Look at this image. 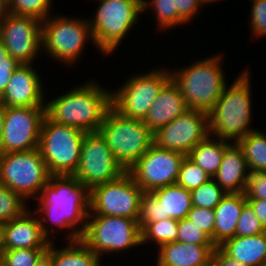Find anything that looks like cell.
I'll return each mask as SVG.
<instances>
[{
    "instance_id": "cell-1",
    "label": "cell",
    "mask_w": 266,
    "mask_h": 266,
    "mask_svg": "<svg viewBox=\"0 0 266 266\" xmlns=\"http://www.w3.org/2000/svg\"><path fill=\"white\" fill-rule=\"evenodd\" d=\"M36 200L37 207L33 211L49 241L56 238L57 228L60 231L68 229L65 234L67 242L81 239L90 212V189L87 186L73 175H50Z\"/></svg>"
},
{
    "instance_id": "cell-2",
    "label": "cell",
    "mask_w": 266,
    "mask_h": 266,
    "mask_svg": "<svg viewBox=\"0 0 266 266\" xmlns=\"http://www.w3.org/2000/svg\"><path fill=\"white\" fill-rule=\"evenodd\" d=\"M45 102V115L50 120L85 133L98 132L107 111L112 107L111 91L92 79Z\"/></svg>"
},
{
    "instance_id": "cell-3",
    "label": "cell",
    "mask_w": 266,
    "mask_h": 266,
    "mask_svg": "<svg viewBox=\"0 0 266 266\" xmlns=\"http://www.w3.org/2000/svg\"><path fill=\"white\" fill-rule=\"evenodd\" d=\"M250 77L248 68H245L231 85L225 86L222 95L207 113L209 135L237 143L256 130L251 127L253 95Z\"/></svg>"
},
{
    "instance_id": "cell-4",
    "label": "cell",
    "mask_w": 266,
    "mask_h": 266,
    "mask_svg": "<svg viewBox=\"0 0 266 266\" xmlns=\"http://www.w3.org/2000/svg\"><path fill=\"white\" fill-rule=\"evenodd\" d=\"M221 53L172 69L171 79L179 87L188 109L208 113L222 95L228 83Z\"/></svg>"
},
{
    "instance_id": "cell-5",
    "label": "cell",
    "mask_w": 266,
    "mask_h": 266,
    "mask_svg": "<svg viewBox=\"0 0 266 266\" xmlns=\"http://www.w3.org/2000/svg\"><path fill=\"white\" fill-rule=\"evenodd\" d=\"M66 16L53 14L42 21V50L51 59L71 67L90 41L93 46L96 43L88 19Z\"/></svg>"
},
{
    "instance_id": "cell-6",
    "label": "cell",
    "mask_w": 266,
    "mask_h": 266,
    "mask_svg": "<svg viewBox=\"0 0 266 266\" xmlns=\"http://www.w3.org/2000/svg\"><path fill=\"white\" fill-rule=\"evenodd\" d=\"M88 19L97 50L105 58L117 50L123 38L143 14L142 0H102Z\"/></svg>"
},
{
    "instance_id": "cell-7",
    "label": "cell",
    "mask_w": 266,
    "mask_h": 266,
    "mask_svg": "<svg viewBox=\"0 0 266 266\" xmlns=\"http://www.w3.org/2000/svg\"><path fill=\"white\" fill-rule=\"evenodd\" d=\"M98 132L126 172L153 144V133L143 120L126 118L112 107Z\"/></svg>"
},
{
    "instance_id": "cell-8",
    "label": "cell",
    "mask_w": 266,
    "mask_h": 266,
    "mask_svg": "<svg viewBox=\"0 0 266 266\" xmlns=\"http://www.w3.org/2000/svg\"><path fill=\"white\" fill-rule=\"evenodd\" d=\"M85 132L70 125L42 121L38 149L50 175H74Z\"/></svg>"
},
{
    "instance_id": "cell-9",
    "label": "cell",
    "mask_w": 266,
    "mask_h": 266,
    "mask_svg": "<svg viewBox=\"0 0 266 266\" xmlns=\"http://www.w3.org/2000/svg\"><path fill=\"white\" fill-rule=\"evenodd\" d=\"M80 240L101 260L104 254L142 246L138 220L118 216L88 215Z\"/></svg>"
},
{
    "instance_id": "cell-10",
    "label": "cell",
    "mask_w": 266,
    "mask_h": 266,
    "mask_svg": "<svg viewBox=\"0 0 266 266\" xmlns=\"http://www.w3.org/2000/svg\"><path fill=\"white\" fill-rule=\"evenodd\" d=\"M140 74L131 75L122 86L111 90L112 108L126 118L144 120L157 95L171 80V70L163 67Z\"/></svg>"
},
{
    "instance_id": "cell-11",
    "label": "cell",
    "mask_w": 266,
    "mask_h": 266,
    "mask_svg": "<svg viewBox=\"0 0 266 266\" xmlns=\"http://www.w3.org/2000/svg\"><path fill=\"white\" fill-rule=\"evenodd\" d=\"M49 176L38 148L0 153V183L19 194L26 202L38 197Z\"/></svg>"
},
{
    "instance_id": "cell-12",
    "label": "cell",
    "mask_w": 266,
    "mask_h": 266,
    "mask_svg": "<svg viewBox=\"0 0 266 266\" xmlns=\"http://www.w3.org/2000/svg\"><path fill=\"white\" fill-rule=\"evenodd\" d=\"M144 191L125 172L118 179L90 189L89 215L118 216L137 220Z\"/></svg>"
},
{
    "instance_id": "cell-13",
    "label": "cell",
    "mask_w": 266,
    "mask_h": 266,
    "mask_svg": "<svg viewBox=\"0 0 266 266\" xmlns=\"http://www.w3.org/2000/svg\"><path fill=\"white\" fill-rule=\"evenodd\" d=\"M125 172L99 132L85 134L77 171L73 175L80 183L91 189L112 182Z\"/></svg>"
},
{
    "instance_id": "cell-14",
    "label": "cell",
    "mask_w": 266,
    "mask_h": 266,
    "mask_svg": "<svg viewBox=\"0 0 266 266\" xmlns=\"http://www.w3.org/2000/svg\"><path fill=\"white\" fill-rule=\"evenodd\" d=\"M45 106L5 107L0 153L37 149Z\"/></svg>"
},
{
    "instance_id": "cell-15",
    "label": "cell",
    "mask_w": 266,
    "mask_h": 266,
    "mask_svg": "<svg viewBox=\"0 0 266 266\" xmlns=\"http://www.w3.org/2000/svg\"><path fill=\"white\" fill-rule=\"evenodd\" d=\"M186 155L162 149L154 143L127 171L145 192L176 184Z\"/></svg>"
},
{
    "instance_id": "cell-16",
    "label": "cell",
    "mask_w": 266,
    "mask_h": 266,
    "mask_svg": "<svg viewBox=\"0 0 266 266\" xmlns=\"http://www.w3.org/2000/svg\"><path fill=\"white\" fill-rule=\"evenodd\" d=\"M0 40L20 65L33 64L42 51V21L8 13L0 22Z\"/></svg>"
},
{
    "instance_id": "cell-17",
    "label": "cell",
    "mask_w": 266,
    "mask_h": 266,
    "mask_svg": "<svg viewBox=\"0 0 266 266\" xmlns=\"http://www.w3.org/2000/svg\"><path fill=\"white\" fill-rule=\"evenodd\" d=\"M208 135V114L188 109L154 132L153 143L159 148L188 155Z\"/></svg>"
},
{
    "instance_id": "cell-18",
    "label": "cell",
    "mask_w": 266,
    "mask_h": 266,
    "mask_svg": "<svg viewBox=\"0 0 266 266\" xmlns=\"http://www.w3.org/2000/svg\"><path fill=\"white\" fill-rule=\"evenodd\" d=\"M192 208L190 190L178 184H172L143 192L140 201L138 223L140 230L151 222L167 218L181 220L187 218Z\"/></svg>"
},
{
    "instance_id": "cell-19",
    "label": "cell",
    "mask_w": 266,
    "mask_h": 266,
    "mask_svg": "<svg viewBox=\"0 0 266 266\" xmlns=\"http://www.w3.org/2000/svg\"><path fill=\"white\" fill-rule=\"evenodd\" d=\"M31 64H21L13 73L0 104L4 107L45 106L41 74Z\"/></svg>"
},
{
    "instance_id": "cell-20",
    "label": "cell",
    "mask_w": 266,
    "mask_h": 266,
    "mask_svg": "<svg viewBox=\"0 0 266 266\" xmlns=\"http://www.w3.org/2000/svg\"><path fill=\"white\" fill-rule=\"evenodd\" d=\"M0 228L2 250L48 249L51 242L43 234L39 217L30 206L21 216L1 224Z\"/></svg>"
},
{
    "instance_id": "cell-21",
    "label": "cell",
    "mask_w": 266,
    "mask_h": 266,
    "mask_svg": "<svg viewBox=\"0 0 266 266\" xmlns=\"http://www.w3.org/2000/svg\"><path fill=\"white\" fill-rule=\"evenodd\" d=\"M187 110L179 87L171 79L153 101L143 122L154 133Z\"/></svg>"
},
{
    "instance_id": "cell-22",
    "label": "cell",
    "mask_w": 266,
    "mask_h": 266,
    "mask_svg": "<svg viewBox=\"0 0 266 266\" xmlns=\"http://www.w3.org/2000/svg\"><path fill=\"white\" fill-rule=\"evenodd\" d=\"M249 168L242 149L232 143L224 152L222 162L213 176L214 181L226 193H245Z\"/></svg>"
},
{
    "instance_id": "cell-23",
    "label": "cell",
    "mask_w": 266,
    "mask_h": 266,
    "mask_svg": "<svg viewBox=\"0 0 266 266\" xmlns=\"http://www.w3.org/2000/svg\"><path fill=\"white\" fill-rule=\"evenodd\" d=\"M215 245H196L178 241L161 245L157 252L159 266H198L212 258Z\"/></svg>"
},
{
    "instance_id": "cell-24",
    "label": "cell",
    "mask_w": 266,
    "mask_h": 266,
    "mask_svg": "<svg viewBox=\"0 0 266 266\" xmlns=\"http://www.w3.org/2000/svg\"><path fill=\"white\" fill-rule=\"evenodd\" d=\"M245 193H227L215 207L214 244L216 247L235 236V230L243 205Z\"/></svg>"
},
{
    "instance_id": "cell-25",
    "label": "cell",
    "mask_w": 266,
    "mask_h": 266,
    "mask_svg": "<svg viewBox=\"0 0 266 266\" xmlns=\"http://www.w3.org/2000/svg\"><path fill=\"white\" fill-rule=\"evenodd\" d=\"M226 255L249 266L266 265V232L234 236L218 246Z\"/></svg>"
},
{
    "instance_id": "cell-26",
    "label": "cell",
    "mask_w": 266,
    "mask_h": 266,
    "mask_svg": "<svg viewBox=\"0 0 266 266\" xmlns=\"http://www.w3.org/2000/svg\"><path fill=\"white\" fill-rule=\"evenodd\" d=\"M68 243V244H67ZM51 242V258L53 266H102V260L81 240L66 241V246H55ZM101 263V264H100Z\"/></svg>"
},
{
    "instance_id": "cell-27",
    "label": "cell",
    "mask_w": 266,
    "mask_h": 266,
    "mask_svg": "<svg viewBox=\"0 0 266 266\" xmlns=\"http://www.w3.org/2000/svg\"><path fill=\"white\" fill-rule=\"evenodd\" d=\"M231 144L232 142L208 135L187 156L213 178L222 162L225 150Z\"/></svg>"
},
{
    "instance_id": "cell-28",
    "label": "cell",
    "mask_w": 266,
    "mask_h": 266,
    "mask_svg": "<svg viewBox=\"0 0 266 266\" xmlns=\"http://www.w3.org/2000/svg\"><path fill=\"white\" fill-rule=\"evenodd\" d=\"M237 144L243 151L250 174L266 172V133L256 129Z\"/></svg>"
},
{
    "instance_id": "cell-29",
    "label": "cell",
    "mask_w": 266,
    "mask_h": 266,
    "mask_svg": "<svg viewBox=\"0 0 266 266\" xmlns=\"http://www.w3.org/2000/svg\"><path fill=\"white\" fill-rule=\"evenodd\" d=\"M178 237V220L167 218L151 222L141 230V244L155 243L156 249L161 245L175 242Z\"/></svg>"
},
{
    "instance_id": "cell-30",
    "label": "cell",
    "mask_w": 266,
    "mask_h": 266,
    "mask_svg": "<svg viewBox=\"0 0 266 266\" xmlns=\"http://www.w3.org/2000/svg\"><path fill=\"white\" fill-rule=\"evenodd\" d=\"M143 13L152 9L159 33L179 26V14L175 0H142ZM156 18V19H155Z\"/></svg>"
},
{
    "instance_id": "cell-31",
    "label": "cell",
    "mask_w": 266,
    "mask_h": 266,
    "mask_svg": "<svg viewBox=\"0 0 266 266\" xmlns=\"http://www.w3.org/2000/svg\"><path fill=\"white\" fill-rule=\"evenodd\" d=\"M28 203L16 192L0 183V225L21 216Z\"/></svg>"
},
{
    "instance_id": "cell-32",
    "label": "cell",
    "mask_w": 266,
    "mask_h": 266,
    "mask_svg": "<svg viewBox=\"0 0 266 266\" xmlns=\"http://www.w3.org/2000/svg\"><path fill=\"white\" fill-rule=\"evenodd\" d=\"M53 0H8L9 13L15 15L32 16L41 21L51 14ZM51 13V14H50Z\"/></svg>"
},
{
    "instance_id": "cell-33",
    "label": "cell",
    "mask_w": 266,
    "mask_h": 266,
    "mask_svg": "<svg viewBox=\"0 0 266 266\" xmlns=\"http://www.w3.org/2000/svg\"><path fill=\"white\" fill-rule=\"evenodd\" d=\"M191 192L192 206L215 209L227 194L217 185L213 178L193 189Z\"/></svg>"
},
{
    "instance_id": "cell-34",
    "label": "cell",
    "mask_w": 266,
    "mask_h": 266,
    "mask_svg": "<svg viewBox=\"0 0 266 266\" xmlns=\"http://www.w3.org/2000/svg\"><path fill=\"white\" fill-rule=\"evenodd\" d=\"M210 179L211 177L186 155L181 163L176 184L191 191Z\"/></svg>"
},
{
    "instance_id": "cell-35",
    "label": "cell",
    "mask_w": 266,
    "mask_h": 266,
    "mask_svg": "<svg viewBox=\"0 0 266 266\" xmlns=\"http://www.w3.org/2000/svg\"><path fill=\"white\" fill-rule=\"evenodd\" d=\"M47 249L2 250L0 259L1 266H35L39 258Z\"/></svg>"
},
{
    "instance_id": "cell-36",
    "label": "cell",
    "mask_w": 266,
    "mask_h": 266,
    "mask_svg": "<svg viewBox=\"0 0 266 266\" xmlns=\"http://www.w3.org/2000/svg\"><path fill=\"white\" fill-rule=\"evenodd\" d=\"M177 241L196 245H215L212 239L188 218L178 220Z\"/></svg>"
},
{
    "instance_id": "cell-37",
    "label": "cell",
    "mask_w": 266,
    "mask_h": 266,
    "mask_svg": "<svg viewBox=\"0 0 266 266\" xmlns=\"http://www.w3.org/2000/svg\"><path fill=\"white\" fill-rule=\"evenodd\" d=\"M266 232L248 202L243 205L237 222L235 236H254Z\"/></svg>"
},
{
    "instance_id": "cell-38",
    "label": "cell",
    "mask_w": 266,
    "mask_h": 266,
    "mask_svg": "<svg viewBox=\"0 0 266 266\" xmlns=\"http://www.w3.org/2000/svg\"><path fill=\"white\" fill-rule=\"evenodd\" d=\"M187 218L195 223L201 230L206 233L214 243V226H215V211L214 209L201 208L192 206L188 212Z\"/></svg>"
},
{
    "instance_id": "cell-39",
    "label": "cell",
    "mask_w": 266,
    "mask_h": 266,
    "mask_svg": "<svg viewBox=\"0 0 266 266\" xmlns=\"http://www.w3.org/2000/svg\"><path fill=\"white\" fill-rule=\"evenodd\" d=\"M250 16V28L253 38L266 37V0L252 1Z\"/></svg>"
},
{
    "instance_id": "cell-40",
    "label": "cell",
    "mask_w": 266,
    "mask_h": 266,
    "mask_svg": "<svg viewBox=\"0 0 266 266\" xmlns=\"http://www.w3.org/2000/svg\"><path fill=\"white\" fill-rule=\"evenodd\" d=\"M245 197L246 199L266 200V172L251 173L249 175Z\"/></svg>"
},
{
    "instance_id": "cell-41",
    "label": "cell",
    "mask_w": 266,
    "mask_h": 266,
    "mask_svg": "<svg viewBox=\"0 0 266 266\" xmlns=\"http://www.w3.org/2000/svg\"><path fill=\"white\" fill-rule=\"evenodd\" d=\"M175 2L179 14V26L188 25L196 14H200L202 7L200 0H175Z\"/></svg>"
},
{
    "instance_id": "cell-42",
    "label": "cell",
    "mask_w": 266,
    "mask_h": 266,
    "mask_svg": "<svg viewBox=\"0 0 266 266\" xmlns=\"http://www.w3.org/2000/svg\"><path fill=\"white\" fill-rule=\"evenodd\" d=\"M212 257L215 266H249L229 257L219 247L214 249Z\"/></svg>"
},
{
    "instance_id": "cell-43",
    "label": "cell",
    "mask_w": 266,
    "mask_h": 266,
    "mask_svg": "<svg viewBox=\"0 0 266 266\" xmlns=\"http://www.w3.org/2000/svg\"><path fill=\"white\" fill-rule=\"evenodd\" d=\"M252 207L255 215L259 218L263 228L266 230V200L265 199H246Z\"/></svg>"
},
{
    "instance_id": "cell-44",
    "label": "cell",
    "mask_w": 266,
    "mask_h": 266,
    "mask_svg": "<svg viewBox=\"0 0 266 266\" xmlns=\"http://www.w3.org/2000/svg\"><path fill=\"white\" fill-rule=\"evenodd\" d=\"M20 65H0V97L3 95L10 79L12 78V73Z\"/></svg>"
},
{
    "instance_id": "cell-45",
    "label": "cell",
    "mask_w": 266,
    "mask_h": 266,
    "mask_svg": "<svg viewBox=\"0 0 266 266\" xmlns=\"http://www.w3.org/2000/svg\"><path fill=\"white\" fill-rule=\"evenodd\" d=\"M0 65H20L11 55H9L4 43L0 40Z\"/></svg>"
},
{
    "instance_id": "cell-46",
    "label": "cell",
    "mask_w": 266,
    "mask_h": 266,
    "mask_svg": "<svg viewBox=\"0 0 266 266\" xmlns=\"http://www.w3.org/2000/svg\"><path fill=\"white\" fill-rule=\"evenodd\" d=\"M35 266H53L51 258V242L48 246L47 251L39 258Z\"/></svg>"
},
{
    "instance_id": "cell-47",
    "label": "cell",
    "mask_w": 266,
    "mask_h": 266,
    "mask_svg": "<svg viewBox=\"0 0 266 266\" xmlns=\"http://www.w3.org/2000/svg\"><path fill=\"white\" fill-rule=\"evenodd\" d=\"M8 13V0H0V22Z\"/></svg>"
},
{
    "instance_id": "cell-48",
    "label": "cell",
    "mask_w": 266,
    "mask_h": 266,
    "mask_svg": "<svg viewBox=\"0 0 266 266\" xmlns=\"http://www.w3.org/2000/svg\"><path fill=\"white\" fill-rule=\"evenodd\" d=\"M4 110H5V107L0 104V139H1L3 127H4Z\"/></svg>"
},
{
    "instance_id": "cell-49",
    "label": "cell",
    "mask_w": 266,
    "mask_h": 266,
    "mask_svg": "<svg viewBox=\"0 0 266 266\" xmlns=\"http://www.w3.org/2000/svg\"><path fill=\"white\" fill-rule=\"evenodd\" d=\"M198 266H215L213 257L209 261L205 262L204 264L198 265Z\"/></svg>"
},
{
    "instance_id": "cell-50",
    "label": "cell",
    "mask_w": 266,
    "mask_h": 266,
    "mask_svg": "<svg viewBox=\"0 0 266 266\" xmlns=\"http://www.w3.org/2000/svg\"><path fill=\"white\" fill-rule=\"evenodd\" d=\"M218 1H221V0H200V3L202 4V5H204V4H211V3H216V2H218Z\"/></svg>"
},
{
    "instance_id": "cell-51",
    "label": "cell",
    "mask_w": 266,
    "mask_h": 266,
    "mask_svg": "<svg viewBox=\"0 0 266 266\" xmlns=\"http://www.w3.org/2000/svg\"><path fill=\"white\" fill-rule=\"evenodd\" d=\"M1 255H2V248H1V228H0V259H1Z\"/></svg>"
}]
</instances>
